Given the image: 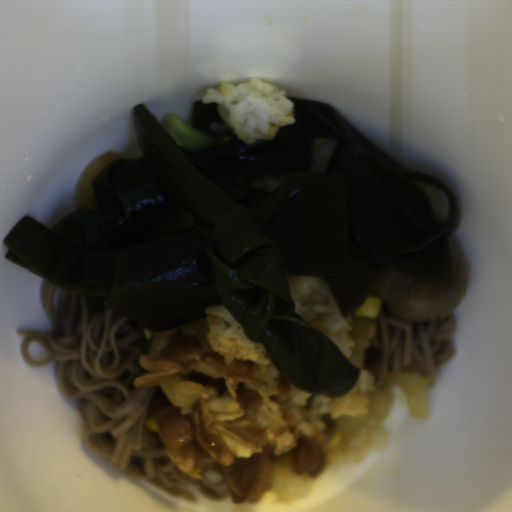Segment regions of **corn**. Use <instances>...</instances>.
Returning <instances> with one entry per match:
<instances>
[{"instance_id": "5cfa1b94", "label": "corn", "mask_w": 512, "mask_h": 512, "mask_svg": "<svg viewBox=\"0 0 512 512\" xmlns=\"http://www.w3.org/2000/svg\"><path fill=\"white\" fill-rule=\"evenodd\" d=\"M146 427L151 433L159 434L158 424L154 416L146 420Z\"/></svg>"}, {"instance_id": "51d56268", "label": "corn", "mask_w": 512, "mask_h": 512, "mask_svg": "<svg viewBox=\"0 0 512 512\" xmlns=\"http://www.w3.org/2000/svg\"><path fill=\"white\" fill-rule=\"evenodd\" d=\"M381 307V298L377 296H367L364 304L354 313L353 317H362L370 321L376 319Z\"/></svg>"}, {"instance_id": "f1292c28", "label": "corn", "mask_w": 512, "mask_h": 512, "mask_svg": "<svg viewBox=\"0 0 512 512\" xmlns=\"http://www.w3.org/2000/svg\"><path fill=\"white\" fill-rule=\"evenodd\" d=\"M341 437L336 430L330 432L326 437L325 439L322 441L321 445L322 447H325V448H328V449H333V448H337L341 442Z\"/></svg>"}]
</instances>
